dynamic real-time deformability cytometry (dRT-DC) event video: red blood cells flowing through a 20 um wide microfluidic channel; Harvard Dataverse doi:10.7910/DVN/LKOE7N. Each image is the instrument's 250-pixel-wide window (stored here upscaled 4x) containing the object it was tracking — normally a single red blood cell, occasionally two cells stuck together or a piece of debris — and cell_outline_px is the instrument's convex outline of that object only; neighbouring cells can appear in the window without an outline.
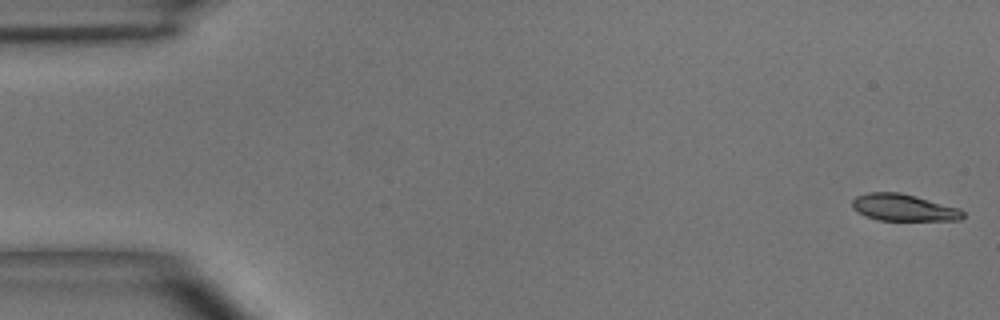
{"species": "common noctule bat (a hibernating species)", "species_latin": "Nyctalus noctula", "temperature_condition": "room temperature", "stored_images_in_passage": 5, "camera_frame_rate_fps": 3000, "um_per_image_px": 0.085, "animal": {"sex": "male", "body_mass_g": 15.6}, "frame": {"image": 1, "passage_image": 1, "time_ms": 0.0, "image_size_px": [1000, 320], "cell_outline_px": [[964, 216], [960, 220], [880, 220], [864, 216], [852, 208], [852, 200], [856, 196], [868, 192], [900, 192], [916, 196], [960, 208], [964, 212]], "centroid_in_image_um": [76.79, 17.64], "position_along_channel_um": 8.2, "area_um2": 17.4}}
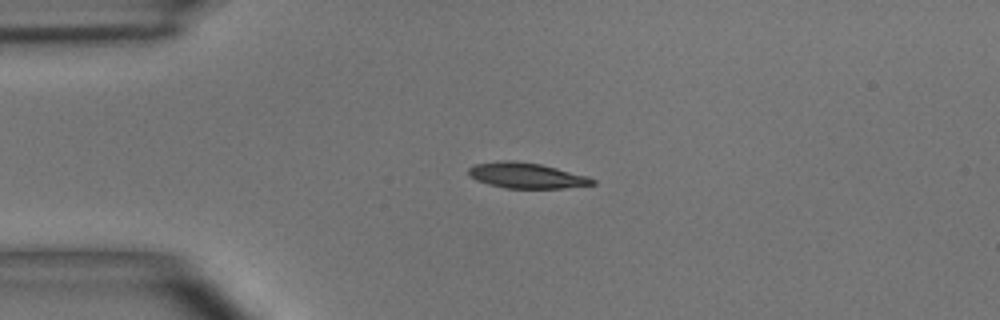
{"frame": {"image": 2, "passage_image": 4, "time_ms": 3.667, "image_size_px": [1000, 320], "cell_outline_px": [[596, 184], [564, 188], [504, 188], [488, 184], [476, 180], [468, 176], [468, 168], [472, 164], [504, 160], [512, 160], [540, 164], [588, 176], [596, 180]], "centroid_in_image_um": [44.71, 14.92], "position_along_channel_um": 40.3, "area_um2": 18.55}}